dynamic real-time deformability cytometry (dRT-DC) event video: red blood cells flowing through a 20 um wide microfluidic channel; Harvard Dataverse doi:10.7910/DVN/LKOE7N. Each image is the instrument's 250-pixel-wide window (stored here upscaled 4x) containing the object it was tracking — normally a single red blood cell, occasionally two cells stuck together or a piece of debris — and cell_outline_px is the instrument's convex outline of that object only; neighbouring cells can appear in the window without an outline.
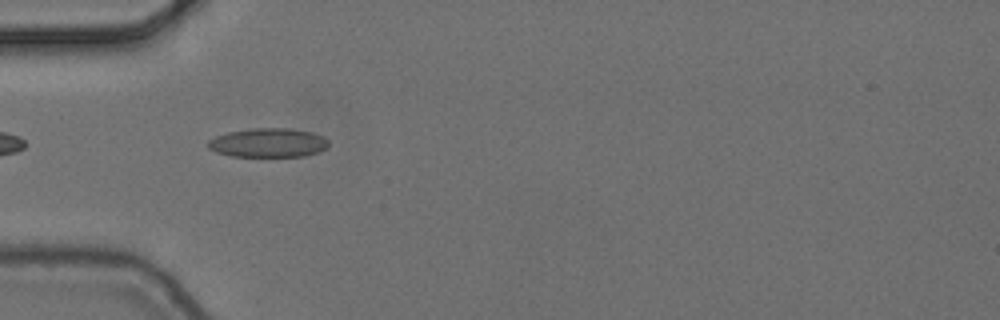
{"species": "common noctule bat (a hibernating species)", "species_latin": "Nyctalus noctula", "temperature_condition": "cold", "stored_images_in_passage": 10, "camera_frame_rate_fps": 3000, "um_per_image_px": 0.085, "animal": {"sex": "female", "body_mass_g": 24.6, "forearm_length_mm": 56.2}, "frame": {"image": 1, "passage_image": 7, "time_ms": 2.0, "image_size_px": [1000, 320], "cell_outline_px": [[328, 148], [304, 156], [232, 156], [216, 152], [208, 148], [208, 140], [216, 136], [228, 132], [252, 128], [292, 128], [312, 132], [324, 136], [328, 140]], "centroid_in_image_um": [22.81, 12.12], "position_along_channel_um": 62.2, "area_um2": 20.46}}
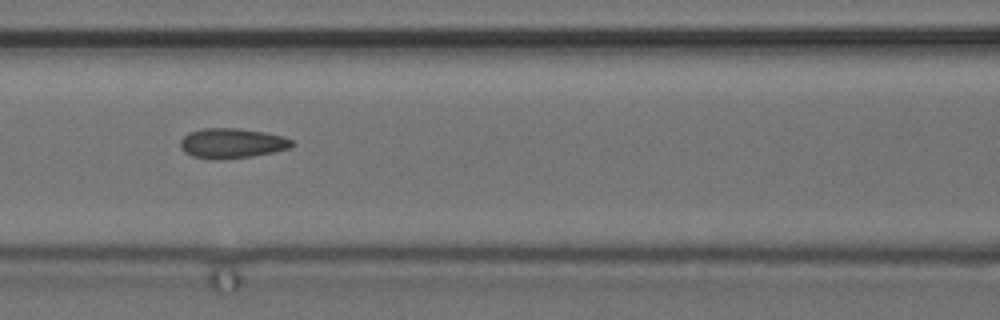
{"frame": {"image": 2, "passage_image": 9, "time_ms": 2.667, "image_size_px": [1000, 320], "cell_outline_px": [[296, 144], [288, 148], [272, 152], [252, 156], [216, 160], [192, 156], [184, 152], [180, 148], [180, 140], [188, 132], [204, 128], [236, 128], [264, 132], [284, 136], [292, 140]], "centroid_in_image_um": [19.69, 12.17], "position_along_channel_um": 146.9, "area_um2": 19.54}}
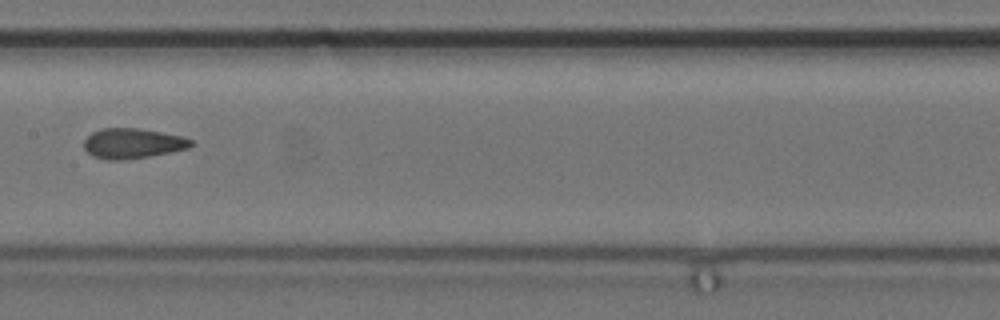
{"frame": {"image": 3, "passage_image": 10, "time_ms": 3.0, "image_size_px": [1000, 320], "cell_outline_px": [[192, 144], [188, 148], [148, 156], [124, 160], [104, 160], [92, 156], [84, 148], [84, 140], [92, 132], [100, 128], [140, 128], [184, 136], [192, 140]], "centroid_in_image_um": [11.24, 12.18], "position_along_channel_um": 196.2, "area_um2": 18.84}}